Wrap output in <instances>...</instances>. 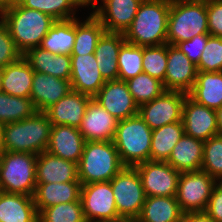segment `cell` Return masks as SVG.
Wrapping results in <instances>:
<instances>
[{"label":"cell","mask_w":222,"mask_h":222,"mask_svg":"<svg viewBox=\"0 0 222 222\" xmlns=\"http://www.w3.org/2000/svg\"><path fill=\"white\" fill-rule=\"evenodd\" d=\"M169 12L170 0H143L124 33L125 41L142 47L167 44Z\"/></svg>","instance_id":"6da1fadb"},{"label":"cell","mask_w":222,"mask_h":222,"mask_svg":"<svg viewBox=\"0 0 222 222\" xmlns=\"http://www.w3.org/2000/svg\"><path fill=\"white\" fill-rule=\"evenodd\" d=\"M2 21L22 55L28 49L40 46L42 39L56 22L51 16L23 7L19 3L3 10Z\"/></svg>","instance_id":"7a4b0ae2"},{"label":"cell","mask_w":222,"mask_h":222,"mask_svg":"<svg viewBox=\"0 0 222 222\" xmlns=\"http://www.w3.org/2000/svg\"><path fill=\"white\" fill-rule=\"evenodd\" d=\"M52 124L43 111L18 122L2 125L3 151L39 155L47 150Z\"/></svg>","instance_id":"3957f363"},{"label":"cell","mask_w":222,"mask_h":222,"mask_svg":"<svg viewBox=\"0 0 222 222\" xmlns=\"http://www.w3.org/2000/svg\"><path fill=\"white\" fill-rule=\"evenodd\" d=\"M200 34H209L207 0H170L167 44L175 46Z\"/></svg>","instance_id":"277c9868"},{"label":"cell","mask_w":222,"mask_h":222,"mask_svg":"<svg viewBox=\"0 0 222 222\" xmlns=\"http://www.w3.org/2000/svg\"><path fill=\"white\" fill-rule=\"evenodd\" d=\"M124 165L113 141H86L78 163L81 184L108 182Z\"/></svg>","instance_id":"5b68a950"},{"label":"cell","mask_w":222,"mask_h":222,"mask_svg":"<svg viewBox=\"0 0 222 222\" xmlns=\"http://www.w3.org/2000/svg\"><path fill=\"white\" fill-rule=\"evenodd\" d=\"M152 129L139 114L119 120L113 143L124 166L150 161Z\"/></svg>","instance_id":"8992f818"},{"label":"cell","mask_w":222,"mask_h":222,"mask_svg":"<svg viewBox=\"0 0 222 222\" xmlns=\"http://www.w3.org/2000/svg\"><path fill=\"white\" fill-rule=\"evenodd\" d=\"M36 154L0 153V191L33 197L36 190Z\"/></svg>","instance_id":"52a82bcc"},{"label":"cell","mask_w":222,"mask_h":222,"mask_svg":"<svg viewBox=\"0 0 222 222\" xmlns=\"http://www.w3.org/2000/svg\"><path fill=\"white\" fill-rule=\"evenodd\" d=\"M116 208L121 218H137L145 202L141 178L135 167L124 166L111 180Z\"/></svg>","instance_id":"ba28073f"},{"label":"cell","mask_w":222,"mask_h":222,"mask_svg":"<svg viewBox=\"0 0 222 222\" xmlns=\"http://www.w3.org/2000/svg\"><path fill=\"white\" fill-rule=\"evenodd\" d=\"M216 183V179L202 170L181 172L176 193L181 211L205 212Z\"/></svg>","instance_id":"9c48e42d"},{"label":"cell","mask_w":222,"mask_h":222,"mask_svg":"<svg viewBox=\"0 0 222 222\" xmlns=\"http://www.w3.org/2000/svg\"><path fill=\"white\" fill-rule=\"evenodd\" d=\"M80 200L87 222H115L122 219L117 212L110 181L81 184Z\"/></svg>","instance_id":"30bf717a"},{"label":"cell","mask_w":222,"mask_h":222,"mask_svg":"<svg viewBox=\"0 0 222 222\" xmlns=\"http://www.w3.org/2000/svg\"><path fill=\"white\" fill-rule=\"evenodd\" d=\"M186 95L181 91L165 90L160 96L139 106L138 114L152 130L182 121Z\"/></svg>","instance_id":"8fae6325"},{"label":"cell","mask_w":222,"mask_h":222,"mask_svg":"<svg viewBox=\"0 0 222 222\" xmlns=\"http://www.w3.org/2000/svg\"><path fill=\"white\" fill-rule=\"evenodd\" d=\"M134 167L139 173L146 197H176L180 171L161 161H146Z\"/></svg>","instance_id":"7c38bea8"},{"label":"cell","mask_w":222,"mask_h":222,"mask_svg":"<svg viewBox=\"0 0 222 222\" xmlns=\"http://www.w3.org/2000/svg\"><path fill=\"white\" fill-rule=\"evenodd\" d=\"M106 111L118 120L138 114L139 106L123 80H108L93 97Z\"/></svg>","instance_id":"4fadbf2b"},{"label":"cell","mask_w":222,"mask_h":222,"mask_svg":"<svg viewBox=\"0 0 222 222\" xmlns=\"http://www.w3.org/2000/svg\"><path fill=\"white\" fill-rule=\"evenodd\" d=\"M196 65L176 46L167 44V69L163 86L165 90L189 93L197 77Z\"/></svg>","instance_id":"5bb4252c"},{"label":"cell","mask_w":222,"mask_h":222,"mask_svg":"<svg viewBox=\"0 0 222 222\" xmlns=\"http://www.w3.org/2000/svg\"><path fill=\"white\" fill-rule=\"evenodd\" d=\"M182 121L185 134L191 137L206 141L218 135L215 110L197 103L188 94L183 104Z\"/></svg>","instance_id":"9a60e30c"},{"label":"cell","mask_w":222,"mask_h":222,"mask_svg":"<svg viewBox=\"0 0 222 222\" xmlns=\"http://www.w3.org/2000/svg\"><path fill=\"white\" fill-rule=\"evenodd\" d=\"M118 121L92 98L86 107L79 132L86 141H113Z\"/></svg>","instance_id":"2e32d148"},{"label":"cell","mask_w":222,"mask_h":222,"mask_svg":"<svg viewBox=\"0 0 222 222\" xmlns=\"http://www.w3.org/2000/svg\"><path fill=\"white\" fill-rule=\"evenodd\" d=\"M70 56L72 90L93 98L106 82L98 69L94 54Z\"/></svg>","instance_id":"e0dca14e"},{"label":"cell","mask_w":222,"mask_h":222,"mask_svg":"<svg viewBox=\"0 0 222 222\" xmlns=\"http://www.w3.org/2000/svg\"><path fill=\"white\" fill-rule=\"evenodd\" d=\"M72 90L70 80L34 71L30 99L37 111H45Z\"/></svg>","instance_id":"ac0fdd59"},{"label":"cell","mask_w":222,"mask_h":222,"mask_svg":"<svg viewBox=\"0 0 222 222\" xmlns=\"http://www.w3.org/2000/svg\"><path fill=\"white\" fill-rule=\"evenodd\" d=\"M143 0H109L93 12L106 32L125 33Z\"/></svg>","instance_id":"d6986e66"},{"label":"cell","mask_w":222,"mask_h":222,"mask_svg":"<svg viewBox=\"0 0 222 222\" xmlns=\"http://www.w3.org/2000/svg\"><path fill=\"white\" fill-rule=\"evenodd\" d=\"M91 99L92 97L86 94L71 90L44 112L52 125H68L79 128Z\"/></svg>","instance_id":"ffe728a7"},{"label":"cell","mask_w":222,"mask_h":222,"mask_svg":"<svg viewBox=\"0 0 222 222\" xmlns=\"http://www.w3.org/2000/svg\"><path fill=\"white\" fill-rule=\"evenodd\" d=\"M85 143L86 140L79 132V128L68 125H52L46 151L65 160L79 163Z\"/></svg>","instance_id":"44dd1931"},{"label":"cell","mask_w":222,"mask_h":222,"mask_svg":"<svg viewBox=\"0 0 222 222\" xmlns=\"http://www.w3.org/2000/svg\"><path fill=\"white\" fill-rule=\"evenodd\" d=\"M78 179V163L41 152L36 161L37 183H66Z\"/></svg>","instance_id":"7402d4cb"},{"label":"cell","mask_w":222,"mask_h":222,"mask_svg":"<svg viewBox=\"0 0 222 222\" xmlns=\"http://www.w3.org/2000/svg\"><path fill=\"white\" fill-rule=\"evenodd\" d=\"M22 56L35 72H41L65 80H70V55L53 54L38 46L28 49Z\"/></svg>","instance_id":"603a6c76"},{"label":"cell","mask_w":222,"mask_h":222,"mask_svg":"<svg viewBox=\"0 0 222 222\" xmlns=\"http://www.w3.org/2000/svg\"><path fill=\"white\" fill-rule=\"evenodd\" d=\"M125 42L123 33L106 31L98 40L94 56L106 81L118 79V53Z\"/></svg>","instance_id":"cb8c5ba5"},{"label":"cell","mask_w":222,"mask_h":222,"mask_svg":"<svg viewBox=\"0 0 222 222\" xmlns=\"http://www.w3.org/2000/svg\"><path fill=\"white\" fill-rule=\"evenodd\" d=\"M81 182L37 183L33 196L37 213L44 208L78 201L80 199Z\"/></svg>","instance_id":"d4e9b609"},{"label":"cell","mask_w":222,"mask_h":222,"mask_svg":"<svg viewBox=\"0 0 222 222\" xmlns=\"http://www.w3.org/2000/svg\"><path fill=\"white\" fill-rule=\"evenodd\" d=\"M203 151V140L184 134L172 149L166 162L180 172L200 171Z\"/></svg>","instance_id":"484cf974"},{"label":"cell","mask_w":222,"mask_h":222,"mask_svg":"<svg viewBox=\"0 0 222 222\" xmlns=\"http://www.w3.org/2000/svg\"><path fill=\"white\" fill-rule=\"evenodd\" d=\"M0 222H38L34 198L0 191Z\"/></svg>","instance_id":"4316f807"},{"label":"cell","mask_w":222,"mask_h":222,"mask_svg":"<svg viewBox=\"0 0 222 222\" xmlns=\"http://www.w3.org/2000/svg\"><path fill=\"white\" fill-rule=\"evenodd\" d=\"M34 70L23 56L3 68L1 92L12 96L30 98Z\"/></svg>","instance_id":"83f0119b"},{"label":"cell","mask_w":222,"mask_h":222,"mask_svg":"<svg viewBox=\"0 0 222 222\" xmlns=\"http://www.w3.org/2000/svg\"><path fill=\"white\" fill-rule=\"evenodd\" d=\"M188 95L197 103L216 110L222 106V71H198L196 82Z\"/></svg>","instance_id":"f1b7e54d"},{"label":"cell","mask_w":222,"mask_h":222,"mask_svg":"<svg viewBox=\"0 0 222 222\" xmlns=\"http://www.w3.org/2000/svg\"><path fill=\"white\" fill-rule=\"evenodd\" d=\"M176 197H146L137 219L140 222H181L183 217Z\"/></svg>","instance_id":"f546056e"},{"label":"cell","mask_w":222,"mask_h":222,"mask_svg":"<svg viewBox=\"0 0 222 222\" xmlns=\"http://www.w3.org/2000/svg\"><path fill=\"white\" fill-rule=\"evenodd\" d=\"M184 134L183 121L152 130L150 161L166 162L172 149Z\"/></svg>","instance_id":"4dcf8cb0"},{"label":"cell","mask_w":222,"mask_h":222,"mask_svg":"<svg viewBox=\"0 0 222 222\" xmlns=\"http://www.w3.org/2000/svg\"><path fill=\"white\" fill-rule=\"evenodd\" d=\"M75 42V18L56 21L39 47L53 54L71 55Z\"/></svg>","instance_id":"1f68e13d"},{"label":"cell","mask_w":222,"mask_h":222,"mask_svg":"<svg viewBox=\"0 0 222 222\" xmlns=\"http://www.w3.org/2000/svg\"><path fill=\"white\" fill-rule=\"evenodd\" d=\"M104 32V26L94 14L83 23H79L75 18V42L71 55L94 54L98 40Z\"/></svg>","instance_id":"d6a6232c"},{"label":"cell","mask_w":222,"mask_h":222,"mask_svg":"<svg viewBox=\"0 0 222 222\" xmlns=\"http://www.w3.org/2000/svg\"><path fill=\"white\" fill-rule=\"evenodd\" d=\"M36 111L30 98L12 96L0 91V125L21 121Z\"/></svg>","instance_id":"836d02e7"},{"label":"cell","mask_w":222,"mask_h":222,"mask_svg":"<svg viewBox=\"0 0 222 222\" xmlns=\"http://www.w3.org/2000/svg\"><path fill=\"white\" fill-rule=\"evenodd\" d=\"M125 82L138 106L150 102L165 91L163 82L157 78L151 77L145 72H142Z\"/></svg>","instance_id":"e575fe53"},{"label":"cell","mask_w":222,"mask_h":222,"mask_svg":"<svg viewBox=\"0 0 222 222\" xmlns=\"http://www.w3.org/2000/svg\"><path fill=\"white\" fill-rule=\"evenodd\" d=\"M21 6L38 10L56 21L73 19L75 6H84V0H21ZM71 11V12H70ZM71 14V15H70Z\"/></svg>","instance_id":"d590c367"},{"label":"cell","mask_w":222,"mask_h":222,"mask_svg":"<svg viewBox=\"0 0 222 222\" xmlns=\"http://www.w3.org/2000/svg\"><path fill=\"white\" fill-rule=\"evenodd\" d=\"M143 47L125 42L118 53V79L127 81L143 72Z\"/></svg>","instance_id":"8d00e7d4"},{"label":"cell","mask_w":222,"mask_h":222,"mask_svg":"<svg viewBox=\"0 0 222 222\" xmlns=\"http://www.w3.org/2000/svg\"><path fill=\"white\" fill-rule=\"evenodd\" d=\"M38 222H87L81 200L44 208L38 213Z\"/></svg>","instance_id":"74e56055"},{"label":"cell","mask_w":222,"mask_h":222,"mask_svg":"<svg viewBox=\"0 0 222 222\" xmlns=\"http://www.w3.org/2000/svg\"><path fill=\"white\" fill-rule=\"evenodd\" d=\"M143 72L164 82L167 69V44L143 47Z\"/></svg>","instance_id":"f35d334b"},{"label":"cell","mask_w":222,"mask_h":222,"mask_svg":"<svg viewBox=\"0 0 222 222\" xmlns=\"http://www.w3.org/2000/svg\"><path fill=\"white\" fill-rule=\"evenodd\" d=\"M201 170L216 180H222V135H215L204 141Z\"/></svg>","instance_id":"ab89813d"},{"label":"cell","mask_w":222,"mask_h":222,"mask_svg":"<svg viewBox=\"0 0 222 222\" xmlns=\"http://www.w3.org/2000/svg\"><path fill=\"white\" fill-rule=\"evenodd\" d=\"M197 71L221 72L222 71V37L209 36L207 44L196 65Z\"/></svg>","instance_id":"60d3db41"},{"label":"cell","mask_w":222,"mask_h":222,"mask_svg":"<svg viewBox=\"0 0 222 222\" xmlns=\"http://www.w3.org/2000/svg\"><path fill=\"white\" fill-rule=\"evenodd\" d=\"M22 57V53L16 48L8 27L2 21L0 23V67L13 64Z\"/></svg>","instance_id":"b9f144b4"},{"label":"cell","mask_w":222,"mask_h":222,"mask_svg":"<svg viewBox=\"0 0 222 222\" xmlns=\"http://www.w3.org/2000/svg\"><path fill=\"white\" fill-rule=\"evenodd\" d=\"M209 36L210 34L196 35L191 40L179 42L175 46L197 65Z\"/></svg>","instance_id":"7bdbcfd3"},{"label":"cell","mask_w":222,"mask_h":222,"mask_svg":"<svg viewBox=\"0 0 222 222\" xmlns=\"http://www.w3.org/2000/svg\"><path fill=\"white\" fill-rule=\"evenodd\" d=\"M207 24L211 36L222 37V0H207Z\"/></svg>","instance_id":"ee69618b"},{"label":"cell","mask_w":222,"mask_h":222,"mask_svg":"<svg viewBox=\"0 0 222 222\" xmlns=\"http://www.w3.org/2000/svg\"><path fill=\"white\" fill-rule=\"evenodd\" d=\"M205 212L215 222H222V183L214 187Z\"/></svg>","instance_id":"f6af8a7d"},{"label":"cell","mask_w":222,"mask_h":222,"mask_svg":"<svg viewBox=\"0 0 222 222\" xmlns=\"http://www.w3.org/2000/svg\"><path fill=\"white\" fill-rule=\"evenodd\" d=\"M181 222H215L206 212L184 213Z\"/></svg>","instance_id":"bcb514c9"},{"label":"cell","mask_w":222,"mask_h":222,"mask_svg":"<svg viewBox=\"0 0 222 222\" xmlns=\"http://www.w3.org/2000/svg\"><path fill=\"white\" fill-rule=\"evenodd\" d=\"M215 112L217 119L218 135H222V106L216 109Z\"/></svg>","instance_id":"7dc6e473"},{"label":"cell","mask_w":222,"mask_h":222,"mask_svg":"<svg viewBox=\"0 0 222 222\" xmlns=\"http://www.w3.org/2000/svg\"><path fill=\"white\" fill-rule=\"evenodd\" d=\"M107 1H109V0H103V5H104ZM96 2H97V0H84V5H88V4L92 3L91 6H92V8L94 9V8L96 7V5H95Z\"/></svg>","instance_id":"c3c4849f"},{"label":"cell","mask_w":222,"mask_h":222,"mask_svg":"<svg viewBox=\"0 0 222 222\" xmlns=\"http://www.w3.org/2000/svg\"><path fill=\"white\" fill-rule=\"evenodd\" d=\"M115 222H140L137 218H122L120 220H117Z\"/></svg>","instance_id":"681fc988"},{"label":"cell","mask_w":222,"mask_h":222,"mask_svg":"<svg viewBox=\"0 0 222 222\" xmlns=\"http://www.w3.org/2000/svg\"><path fill=\"white\" fill-rule=\"evenodd\" d=\"M9 6L8 0H0V9L3 11Z\"/></svg>","instance_id":"f907efd6"},{"label":"cell","mask_w":222,"mask_h":222,"mask_svg":"<svg viewBox=\"0 0 222 222\" xmlns=\"http://www.w3.org/2000/svg\"><path fill=\"white\" fill-rule=\"evenodd\" d=\"M3 151L2 146V125H0V153Z\"/></svg>","instance_id":"816d5d0a"},{"label":"cell","mask_w":222,"mask_h":222,"mask_svg":"<svg viewBox=\"0 0 222 222\" xmlns=\"http://www.w3.org/2000/svg\"><path fill=\"white\" fill-rule=\"evenodd\" d=\"M21 0H8V4L9 6L10 5H13V4H17V3H20Z\"/></svg>","instance_id":"f5cc1de1"},{"label":"cell","mask_w":222,"mask_h":222,"mask_svg":"<svg viewBox=\"0 0 222 222\" xmlns=\"http://www.w3.org/2000/svg\"><path fill=\"white\" fill-rule=\"evenodd\" d=\"M2 75H3V67H0V91H1V84H2Z\"/></svg>","instance_id":"db71d44e"}]
</instances>
